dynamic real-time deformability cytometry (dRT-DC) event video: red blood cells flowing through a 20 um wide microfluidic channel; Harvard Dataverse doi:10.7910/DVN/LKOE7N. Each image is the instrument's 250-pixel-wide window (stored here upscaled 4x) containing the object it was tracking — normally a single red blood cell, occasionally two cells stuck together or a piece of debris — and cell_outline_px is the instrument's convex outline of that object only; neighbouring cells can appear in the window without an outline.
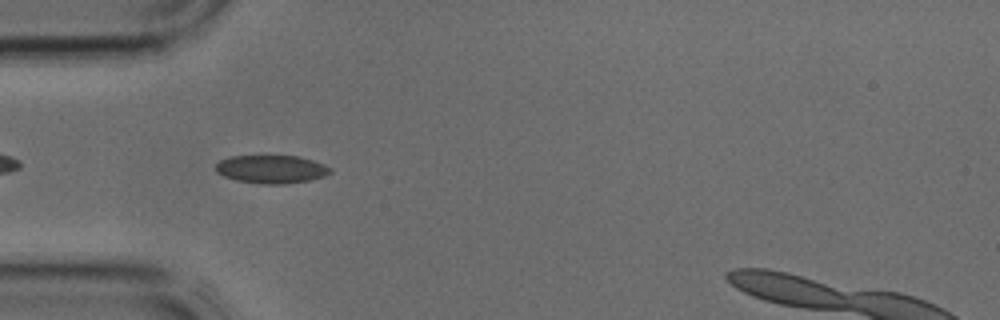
{"species": "common noctule bat (a hibernating species)", "species_latin": "Nyctalus noctula", "temperature_condition": "cold", "stored_images_in_passage": 3, "camera_frame_rate_fps": 3000, "um_per_image_px": 0.085, "animal": {"sex": "male", "body_mass_g": 17.9, "forearm_length_mm": 54.2}, "frame": {"image": 1, "passage_image": 3, "time_ms": 0.667, "image_size_px": [1000, 320], "cell_outline_px": [[332, 172], [324, 176], [308, 180], [284, 184], [260, 184], [236, 180], [224, 176], [216, 172], [216, 164], [220, 160], [232, 156], [264, 152], [300, 156], [324, 164], [332, 168]], "centroid_in_image_um": [23.05, 14.32], "position_along_channel_um": 61.9, "area_um2": 19.77}}